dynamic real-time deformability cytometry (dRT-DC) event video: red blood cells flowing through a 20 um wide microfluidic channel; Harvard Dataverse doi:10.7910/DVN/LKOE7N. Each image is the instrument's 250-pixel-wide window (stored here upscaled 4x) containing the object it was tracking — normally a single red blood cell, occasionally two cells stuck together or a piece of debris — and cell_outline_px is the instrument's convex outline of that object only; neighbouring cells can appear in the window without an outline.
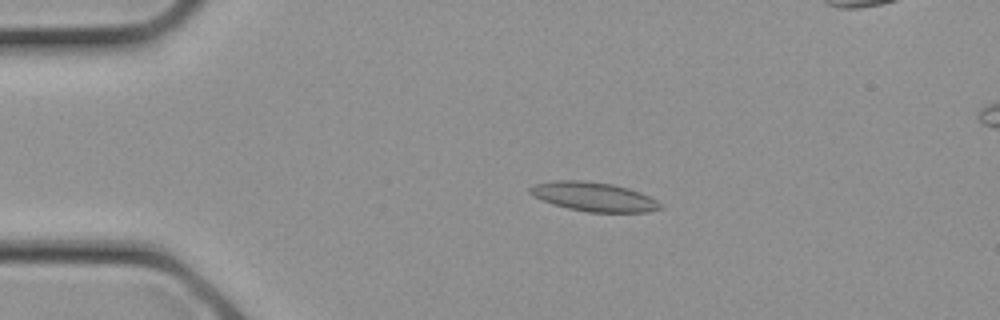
{"species": "common noctule bat (a hibernating species)", "species_latin": "Nyctalus noctula", "temperature_condition": "cold", "stored_images_in_passage": 12, "camera_frame_rate_fps": 3000, "um_per_image_px": 0.085, "animal": {"sex": "female", "body_mass_g": 21.9}, "frame": {"image": 1, "passage_image": 6, "time_ms": 1.667, "image_size_px": [1000, 320], "cell_outline_px": [[664, 208], [648, 212], [588, 212], [568, 208], [552, 204], [532, 196], [528, 192], [528, 188], [536, 184], [552, 180], [584, 180], [612, 184], [628, 188], [640, 192], [656, 200]], "centroid_in_image_um": [50.44, 16.72], "position_along_channel_um": 34.6, "area_um2": 22.2}}
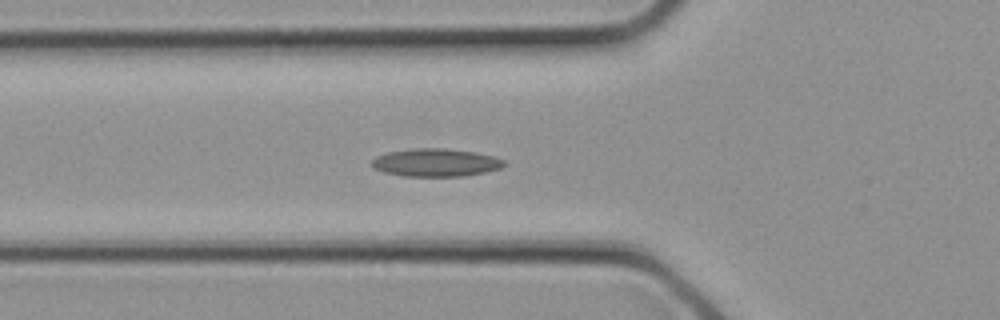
{"frame": {"image": 2, "passage_image": 10, "time_ms": 3.0, "image_size_px": [1000, 320], "cell_outline_px": [[508, 164], [500, 168], [484, 172], [464, 176], [404, 176], [384, 172], [372, 168], [372, 160], [376, 156], [388, 152], [416, 148], [444, 148], [476, 152], [496, 156], [504, 160]], "centroid_in_image_um": [37.07, 13.81], "position_along_channel_um": 88.7, "area_um2": 21.62}}
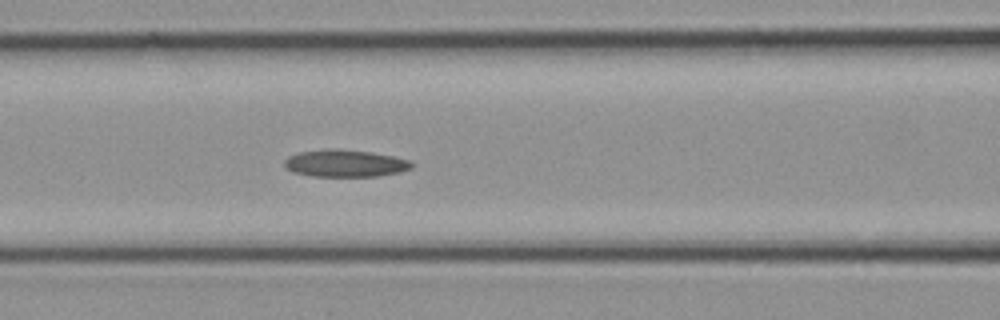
{"frame": {"image": 3, "passage_image": 12, "time_ms": 3.667, "image_size_px": [1000, 320], "cell_outline_px": [[412, 168], [400, 172], [376, 176], [312, 176], [292, 172], [284, 168], [284, 160], [288, 156], [296, 152], [332, 148], [340, 148], [372, 152], [412, 160]], "centroid_in_image_um": [29.3, 13.87], "position_along_channel_um": 137.3, "area_um2": 20.46}}